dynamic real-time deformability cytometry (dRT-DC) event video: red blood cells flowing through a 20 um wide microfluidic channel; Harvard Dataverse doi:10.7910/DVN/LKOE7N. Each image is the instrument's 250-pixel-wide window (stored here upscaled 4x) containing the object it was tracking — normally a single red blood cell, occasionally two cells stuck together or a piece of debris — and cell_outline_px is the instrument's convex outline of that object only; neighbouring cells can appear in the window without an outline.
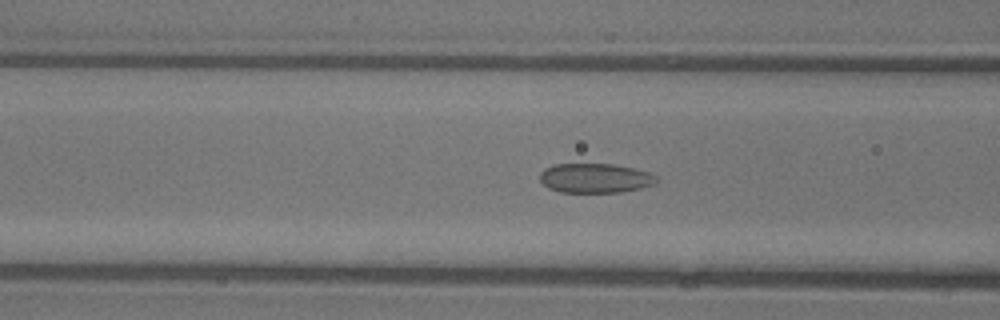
{"species": "common noctule bat (a hibernating species)", "species_latin": "Nyctalus noctula", "temperature_condition": "warm", "stored_images_in_passage": 45, "camera_frame_rate_fps": 3000, "um_per_image_px": 0.085, "animal": {"sex": "female"}, "frame": {"image": 1, "passage_image": 17, "time_ms": 5.333, "image_size_px": [1000, 320], "cell_outline_px": [[660, 180], [656, 184], [640, 188], [620, 192], [560, 192], [548, 188], [540, 180], [540, 172], [544, 168], [556, 164], [612, 164], [632, 168], [648, 172], [656, 176]], "centroid_in_image_um": [50.59, 15.14], "position_along_channel_um": 116.0, "area_um2": 20.06}}
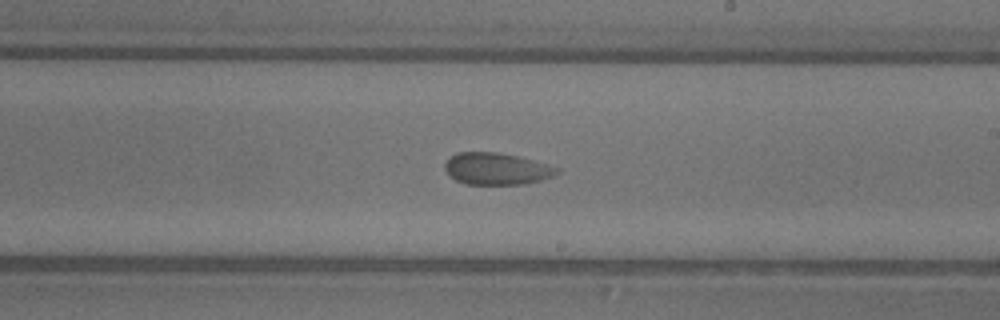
{"frame": {"image": 2, "passage_image": 26, "time_ms": 8.333, "image_size_px": [1000, 320], "cell_outline_px": [[560, 172], [552, 176], [540, 180], [524, 184], [464, 184], [456, 180], [444, 168], [444, 164], [456, 152], [496, 152], [516, 156], [532, 160], [560, 168]], "centroid_in_image_um": [42.21, 14.35], "position_along_channel_um": 246.8, "area_um2": 20.58}}
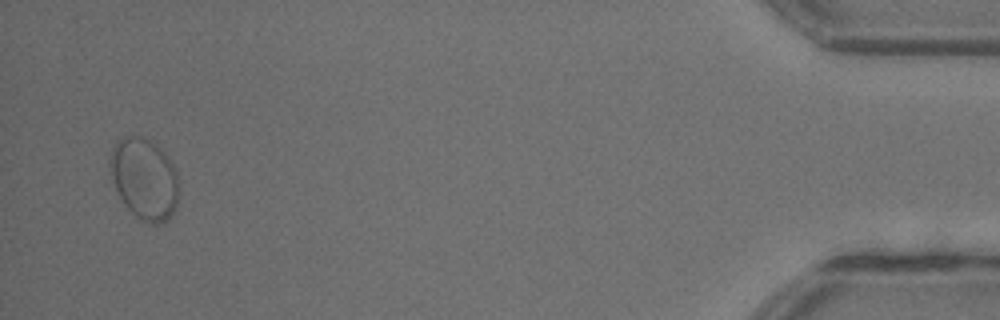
{"frame": {"image": 3, "passage_image": 44, "time_ms": 14.333, "image_size_px": [1000, 320], "cell_outline_px": [[176, 208], [168, 220], [164, 224], [152, 224], [136, 216], [124, 204], [112, 180], [112, 148], [120, 140], [128, 136], [144, 136], [156, 144], [164, 152], [172, 164], [176, 172]], "centroid_in_image_um": [12.29, 15.21], "position_along_channel_um": 422.9, "area_um2": 31.79}}